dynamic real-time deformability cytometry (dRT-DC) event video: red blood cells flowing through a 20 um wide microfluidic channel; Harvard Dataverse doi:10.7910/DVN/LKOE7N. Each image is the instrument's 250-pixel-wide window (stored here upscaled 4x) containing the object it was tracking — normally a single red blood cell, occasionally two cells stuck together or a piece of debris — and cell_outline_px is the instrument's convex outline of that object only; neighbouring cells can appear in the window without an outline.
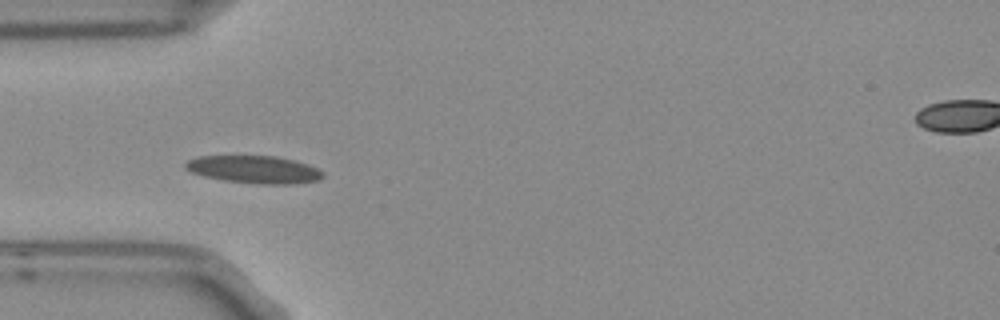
{"species": "Egyptian fruit bat (a non-hibernating species)", "species_latin": "Rousettus aegyptiacus", "temperature_condition": "room temperature", "stored_images_in_passage": 5, "camera_frame_rate_fps": 3000, "um_per_image_px": 0.085, "frame": {"image": 1, "passage_image": 3, "time_ms": 0.667, "image_size_px": [1000, 320], "cell_outline_px": [[324, 176], [320, 180], [296, 184], [260, 184], [224, 180], [204, 176], [192, 172], [184, 168], [184, 164], [188, 160], [200, 156], [276, 156], [292, 160], [316, 168], [324, 172]], "centroid_in_image_um": [21.61, 14.41], "position_along_channel_um": 63.4, "area_um2": 21.96}}
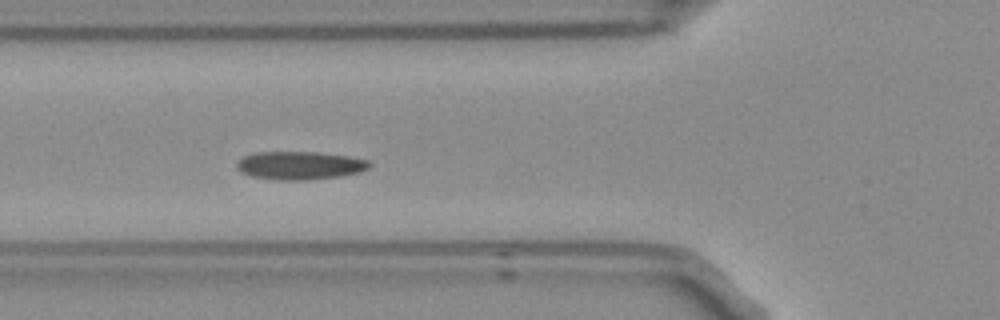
{"frame": {"image": 2, "passage_image": 4, "time_ms": 1.0, "image_size_px": [1000, 320], "cell_outline_px": [[372, 164], [368, 168], [360, 172], [340, 176], [308, 180], [276, 180], [252, 176], [240, 172], [236, 168], [236, 164], [244, 156], [252, 152], [316, 152], [348, 156], [368, 160]], "centroid_in_image_um": [25.47, 14.06], "position_along_channel_um": 100.3, "area_um2": 21.85}}